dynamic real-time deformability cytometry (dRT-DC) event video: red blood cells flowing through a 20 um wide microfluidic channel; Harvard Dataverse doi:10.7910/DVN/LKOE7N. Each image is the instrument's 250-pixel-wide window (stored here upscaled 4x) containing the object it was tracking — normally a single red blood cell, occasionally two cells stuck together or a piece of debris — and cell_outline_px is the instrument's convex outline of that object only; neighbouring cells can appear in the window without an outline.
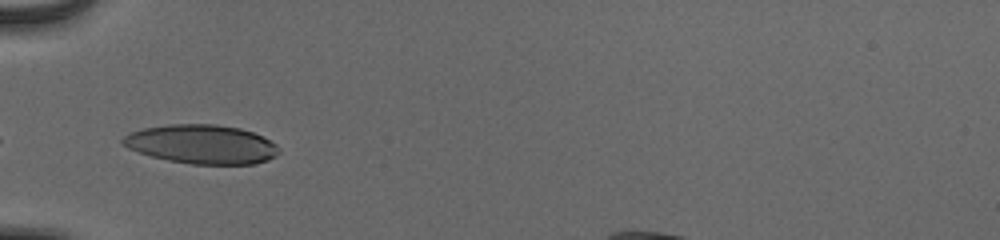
{"species": "human", "species_latin": "Homo sapiens", "temperature_condition": "cold", "stored_images_in_passage": 34, "camera_frame_rate_fps": 3000, "um_per_image_px": 0.085, "donor": {"sex": "male"}, "frame": {"image": 1, "passage_image": 1, "time_ms": 0.0, "image_size_px": [1000, 240], "cell_outline_px": [[280, 152], [276, 156], [268, 160], [256, 164], [192, 164], [168, 160], [152, 156], [128, 148], [120, 140], [124, 136], [132, 132], [144, 128], [168, 124], [216, 124], [240, 128], [252, 132], [276, 144], [280, 148]], "centroid_in_image_um": [17.17, 12.26], "position_along_channel_um": 67.8, "area_um2": 35.37}}
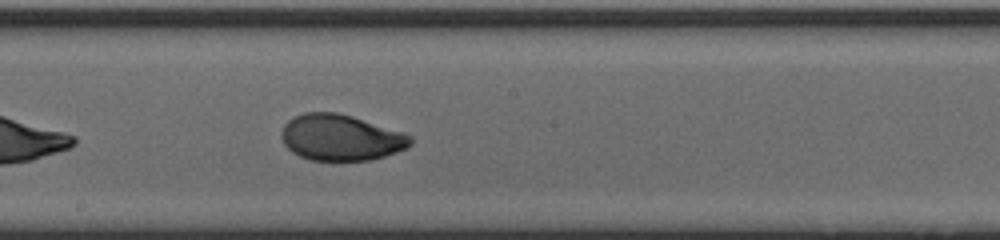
{"frame": {"image": 2, "passage_image": 13, "time_ms": 4.0, "image_size_px": [1000, 240], "cell_outline_px": [[412, 144], [408, 148], [384, 156], [368, 160], [312, 160], [300, 156], [292, 152], [284, 144], [280, 136], [280, 132], [284, 124], [292, 116], [304, 112], [336, 112], [352, 116], [404, 132], [412, 136]], "centroid_in_image_um": [28.95, 11.68], "position_along_channel_um": 219.2, "area_um2": 34.85}}
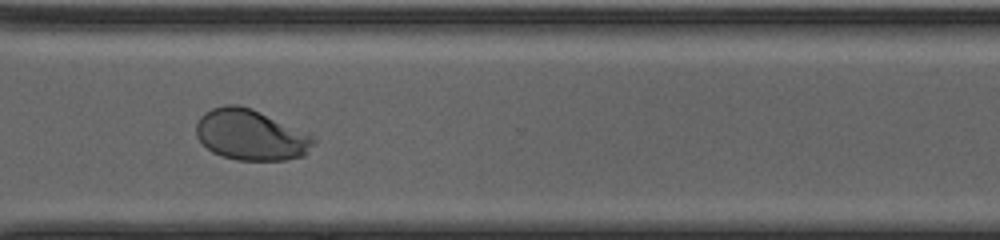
{"frame": {"image": 3, "passage_image": 23, "time_ms": 7.333, "image_size_px": [1000, 240], "cell_outline_px": [[316, 140], [304, 156], [284, 160], [236, 160], [212, 152], [196, 136], [196, 124], [200, 116], [204, 112], [212, 108], [224, 104], [236, 104], [252, 108], [312, 136]], "centroid_in_image_um": [21.27, 11.46], "position_along_channel_um": 349.3, "area_um2": 34.39}, "authors_computed_cell_mechanics": {"area_um2": 34.8245, "velocity_mm_per_s": 3.8949, "shape_relaxation_time_tau1_ms": 3.3965, "shape_relaxation_time_tau2_ms": null, "deformation_change_tau1": 0.1669, "deformation_change_tau2": null}}